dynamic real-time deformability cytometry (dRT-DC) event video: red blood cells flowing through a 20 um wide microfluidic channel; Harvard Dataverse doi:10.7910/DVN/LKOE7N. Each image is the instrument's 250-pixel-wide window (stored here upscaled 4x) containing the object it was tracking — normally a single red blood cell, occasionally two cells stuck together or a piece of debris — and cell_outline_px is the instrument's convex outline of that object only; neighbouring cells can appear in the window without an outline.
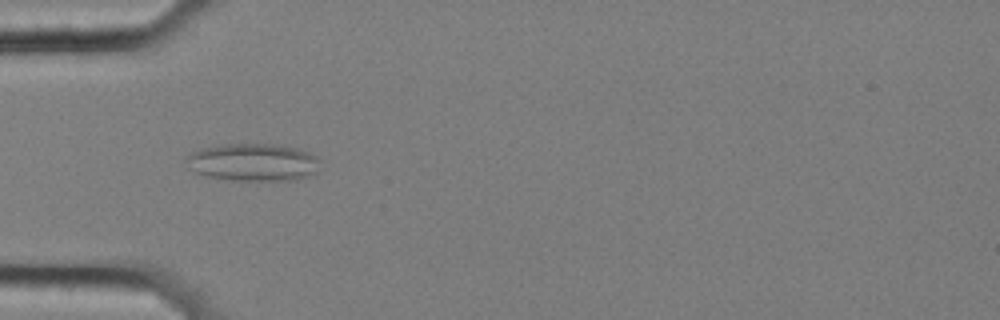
{"species": "common noctule bat (a hibernating species)", "species_latin": "Nyctalus noctula", "temperature_condition": "cold", "stored_images_in_passage": 57, "camera_frame_rate_fps": 3000, "um_per_image_px": 0.085, "animal": {"sex": "female", "body_mass_g": 25.1}, "frame": {"image": 1, "passage_image": 18, "time_ms": 5.667, "image_size_px": [1000, 320], "cell_outline_px": [[316, 172], [296, 180], [232, 180], [208, 176], [196, 172], [188, 168], [184, 160], [184, 156], [192, 152], [204, 148], [224, 144], [264, 144], [296, 148], [308, 152], [316, 156]], "centroid_in_image_um": [21.43, 13.8], "position_along_channel_um": 63.6, "area_um2": 28.9}}
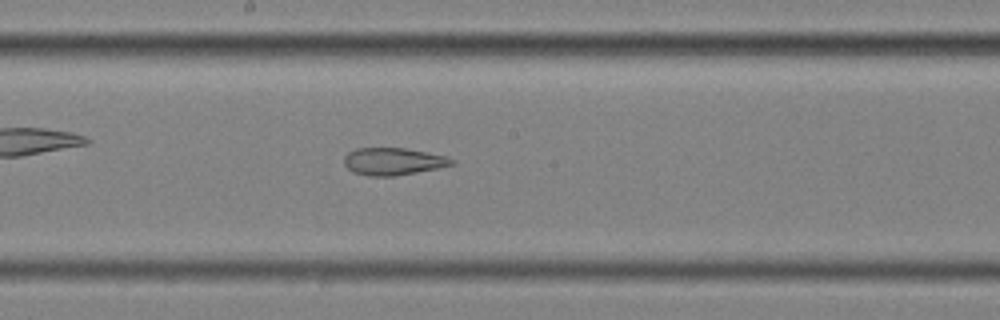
{"frame": {"image": 2, "passage_image": 31, "time_ms": 10.0, "image_size_px": [1000, 320], "cell_outline_px": [[456, 164], [396, 176], [368, 176], [352, 172], [344, 164], [344, 156], [348, 152], [356, 148], [404, 148], [448, 156], [456, 160]], "centroid_in_image_um": [33.42, 13.72], "position_along_channel_um": 214.8, "area_um2": 17.22}}
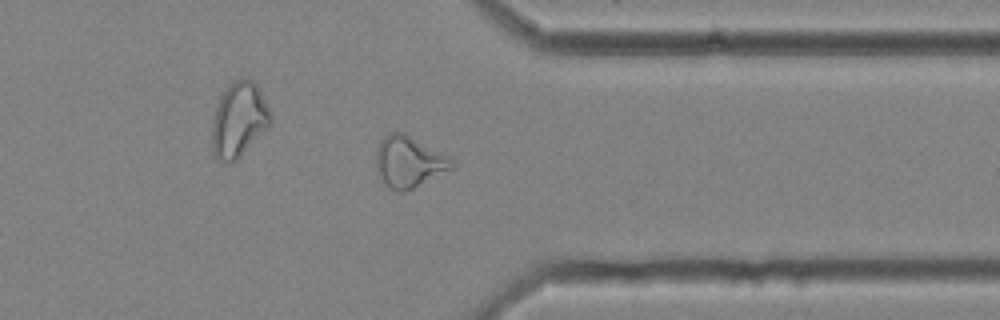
{"frame": {"image": 3, "passage_image": 45, "time_ms": 14.667, "image_size_px": [1000, 320], "cell_outline_px": [[452, 168], [404, 192], [396, 192], [384, 184], [376, 168], [376, 148], [380, 140], [388, 132], [404, 132], [452, 156]], "centroid_in_image_um": [34.73, 13.72], "position_along_channel_um": 376.7, "area_um2": 22.77}, "authors_computed_cell_mechanics": {"area_um2": 24.1026, "velocity_mm_per_s": 3.5317, "shape_relaxation_time_tau1_ms": null, "shape_relaxation_time_tau2_ms": 3.3949, "deformation_change_tau1": null, "deformation_change_tau2": 0.1211}}